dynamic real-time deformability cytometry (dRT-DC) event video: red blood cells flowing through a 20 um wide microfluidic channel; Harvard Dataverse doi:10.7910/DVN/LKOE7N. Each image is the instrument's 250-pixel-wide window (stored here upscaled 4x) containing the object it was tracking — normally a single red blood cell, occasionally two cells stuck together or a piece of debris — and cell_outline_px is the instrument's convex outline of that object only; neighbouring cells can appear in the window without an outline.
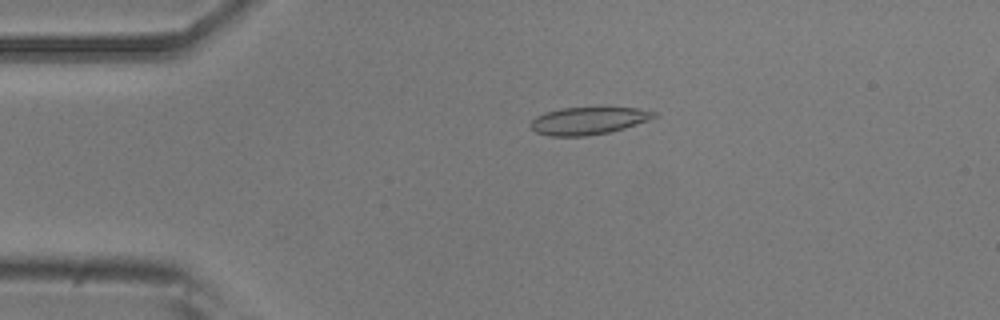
{"species": "common noctule bat (a hibernating species)", "species_latin": "Nyctalus noctula", "temperature_condition": "room temperature", "stored_images_in_passage": 51, "camera_frame_rate_fps": 3000, "um_per_image_px": 0.085, "animal": {"sex": "male", "body_mass_g": 20.5, "forearm_length_mm": 52.5}, "frame": {"image": 1, "passage_image": 11, "time_ms": 3.333, "image_size_px": [1000, 320], "cell_outline_px": [[656, 116], [648, 120], [612, 132], [584, 136], [548, 136], [536, 132], [532, 128], [532, 120], [536, 116], [544, 112], [560, 108], [640, 108], [656, 112]], "centroid_in_image_um": [50.0, 10.27], "position_along_channel_um": 35.0, "area_um2": 19.59}}
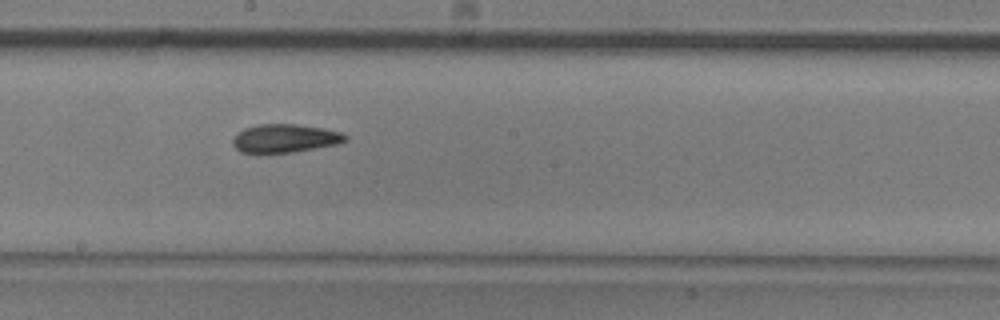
{"frame": {"image": 2, "passage_image": 28, "time_ms": 9.0, "image_size_px": [1000, 320], "cell_outline_px": [[348, 140], [336, 144], [296, 152], [256, 156], [240, 152], [232, 144], [232, 140], [236, 132], [244, 128], [256, 124], [296, 124], [324, 128], [340, 132], [348, 136]], "centroid_in_image_um": [24.13, 11.8], "position_along_channel_um": 224.1, "area_um2": 19.48}}
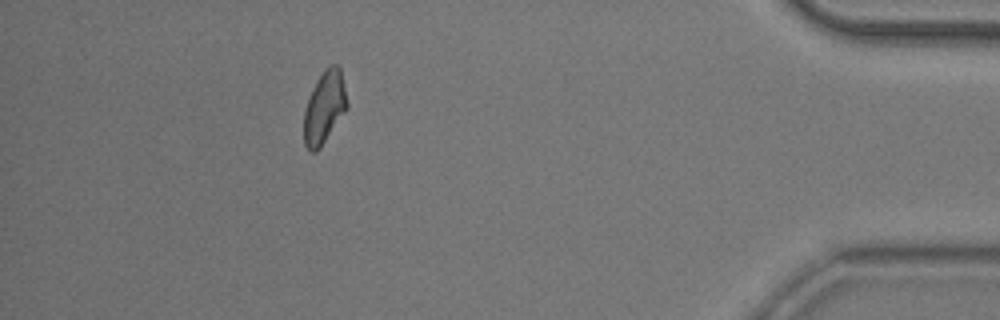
{"frame": {"image": 3, "passage_image": 46, "time_ms": 15.0, "image_size_px": [1000, 320], "cell_outline_px": [[348, 108], [320, 148], [316, 152], [312, 152], [304, 144], [304, 112], [312, 88], [316, 80], [332, 64], [336, 64], [340, 68], [348, 104]], "centroid_in_image_um": [27.58, 9.16], "position_along_channel_um": 407.6, "area_um2": 17.92}, "authors_computed_cell_mechanics": {"area_um2": 18.9584, "velocity_mm_per_s": 3.9513, "shape_relaxation_time_tau1_ms": 3.5726, "shape_relaxation_time_tau2_ms": 0.9791, "deformation_change_tau1": 0.114, "deformation_change_tau2": 0.0562}}